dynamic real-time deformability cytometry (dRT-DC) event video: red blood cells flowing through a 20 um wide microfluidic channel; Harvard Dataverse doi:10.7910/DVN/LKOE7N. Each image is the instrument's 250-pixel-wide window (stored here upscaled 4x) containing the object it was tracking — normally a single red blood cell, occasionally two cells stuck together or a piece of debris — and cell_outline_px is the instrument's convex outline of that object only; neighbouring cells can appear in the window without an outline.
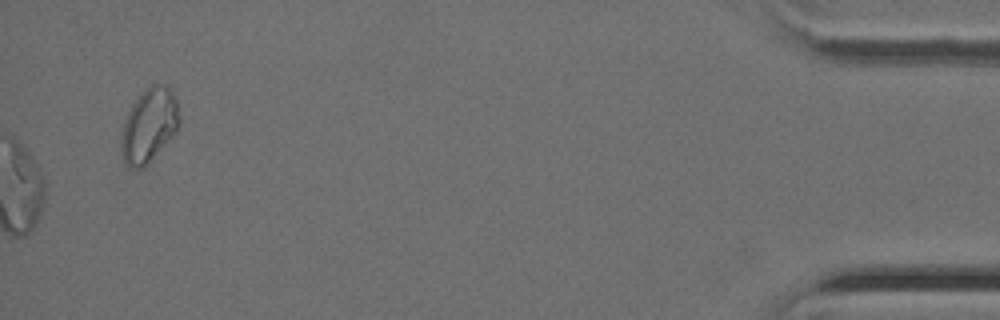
{"species": "Egyptian fruit bat (a non-hibernating species)", "species_latin": "Rousettus aegyptiacus", "temperature_condition": "cold", "stored_images_in_passage": 31, "camera_frame_rate_fps": 3000, "um_per_image_px": 0.085, "animal": {"sex": "female"}, "frame": {"image": 1, "passage_image": 31, "time_ms": 10.0, "image_size_px": [1000, 320], "cell_outline_px": [[180, 124], [176, 132], [140, 168], [128, 168], [120, 152], [120, 140], [124, 120], [132, 104], [144, 88], [152, 84], [172, 84], [176, 88], [180, 116]], "centroid_in_image_um": [12.7, 10.53], "position_along_channel_um": 422.5, "area_um2": 25.43}}